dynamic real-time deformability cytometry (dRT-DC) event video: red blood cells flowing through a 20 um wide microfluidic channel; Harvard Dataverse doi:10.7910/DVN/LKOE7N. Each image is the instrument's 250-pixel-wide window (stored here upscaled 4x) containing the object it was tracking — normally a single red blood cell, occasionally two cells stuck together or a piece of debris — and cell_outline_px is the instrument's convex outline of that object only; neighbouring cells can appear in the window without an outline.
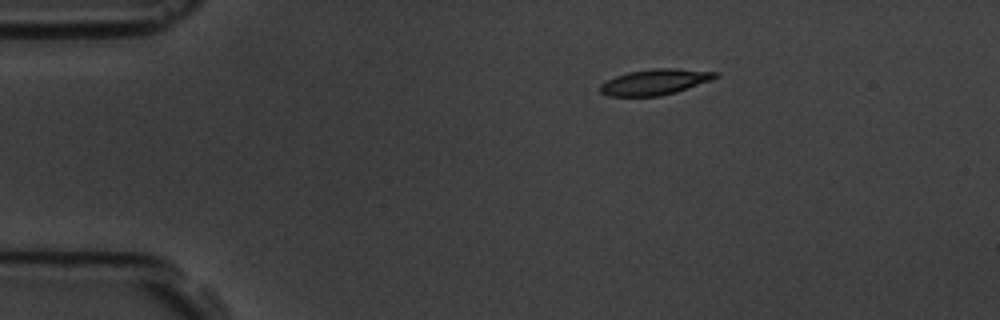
{"species": "common noctule bat (a hibernating species)", "species_latin": "Nyctalus noctula", "temperature_condition": "room temperature", "stored_images_in_passage": 4, "camera_frame_rate_fps": 3000, "um_per_image_px": 0.085, "animal": {"sex": "male", "body_mass_g": 19.5, "forearm_length_mm": 54.6}, "frame": {"image": 1, "passage_image": 1, "time_ms": 0.0, "image_size_px": [1000, 320], "cell_outline_px": [[720, 76], [712, 80], [676, 92], [660, 96], [608, 96], [600, 92], [600, 84], [616, 76], [628, 72], [652, 68], [676, 68], [720, 72]], "centroid_in_image_um": [55.71, 6.96], "position_along_channel_um": 29.3, "area_um2": 17.4}}
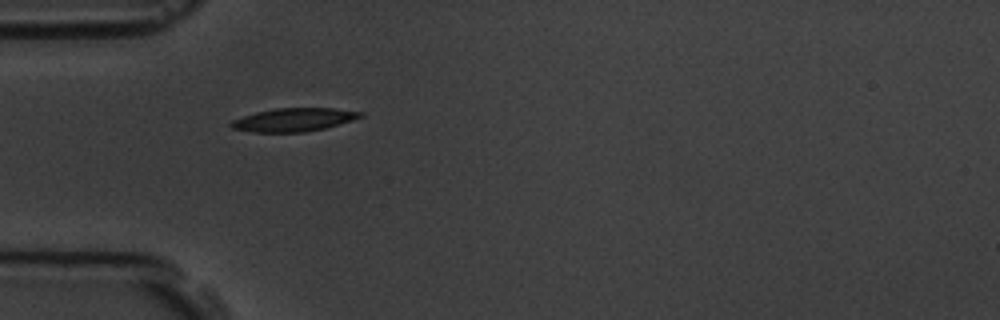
{"frame": {"image": 2, "passage_image": 3, "time_ms": 2.333, "image_size_px": [1000, 320], "cell_outline_px": [[364, 116], [352, 120], [324, 128], [304, 132], [252, 132], [232, 128], [228, 124], [232, 120], [256, 112], [276, 108], [336, 108], [364, 112]], "centroid_in_image_um": [24.98, 10.17], "position_along_channel_um": 60.0, "area_um2": 17.51}}
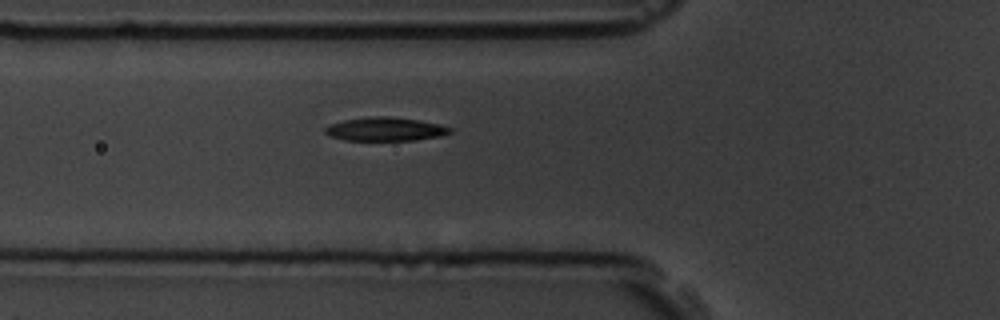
{"frame": {"image": 3, "passage_image": 4, "time_ms": 3.333, "image_size_px": [1000, 320], "cell_outline_px": [[452, 132], [440, 136], [416, 140], [344, 140], [328, 136], [324, 132], [324, 128], [328, 124], [344, 120], [368, 116], [388, 116], [420, 120], [440, 124], [452, 128]], "centroid_in_image_um": [32.72, 10.97], "position_along_channel_um": 93.1, "area_um2": 17.4}}